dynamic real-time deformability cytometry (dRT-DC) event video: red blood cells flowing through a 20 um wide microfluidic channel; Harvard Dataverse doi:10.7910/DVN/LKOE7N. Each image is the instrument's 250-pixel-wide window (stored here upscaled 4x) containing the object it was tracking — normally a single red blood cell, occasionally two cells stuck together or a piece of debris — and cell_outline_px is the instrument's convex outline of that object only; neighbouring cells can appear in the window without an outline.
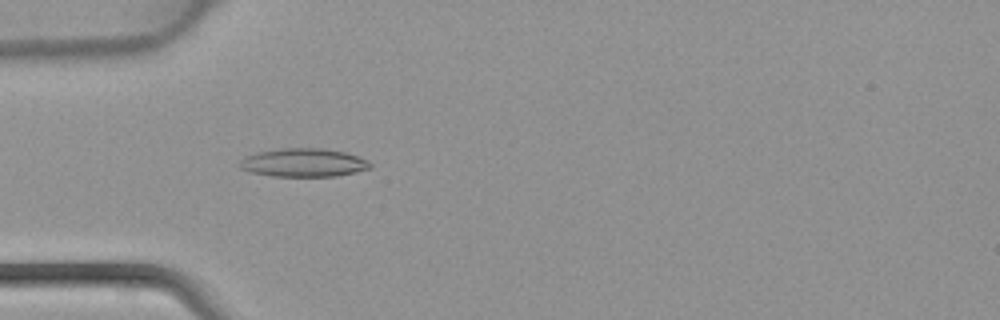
{"species": "common noctule bat (a hibernating species)", "species_latin": "Nyctalus noctula", "temperature_condition": "warm", "stored_images_in_passage": 45, "camera_frame_rate_fps": 3000, "um_per_image_px": 0.085, "animal": {"sex": "female", "body_mass_g": 22.7, "forearm_length_mm": 54.2}, "frame": {"image": 1, "passage_image": 14, "time_ms": 4.333, "image_size_px": [1000, 320], "cell_outline_px": [[372, 168], [356, 172], [336, 176], [272, 176], [252, 172], [240, 168], [236, 164], [240, 160], [256, 152], [284, 148], [320, 148], [348, 152], [368, 160], [372, 164]], "centroid_in_image_um": [25.83, 13.82], "position_along_channel_um": 59.2, "area_um2": 21.73}}
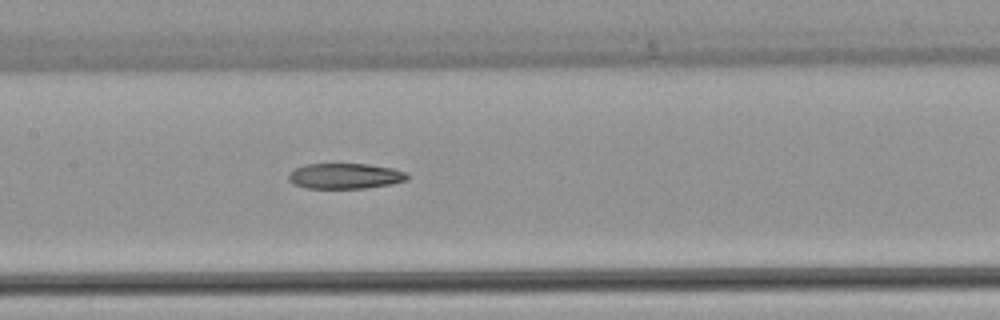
{"frame": {"image": 2, "passage_image": 22, "time_ms": 7.0, "image_size_px": [1000, 320], "cell_outline_px": [[408, 180], [392, 184], [364, 188], [304, 188], [288, 180], [288, 172], [304, 164], [368, 164], [392, 168], [408, 172]], "centroid_in_image_um": [29.34, 14.96], "position_along_channel_um": 178.1, "area_um2": 17.74}}
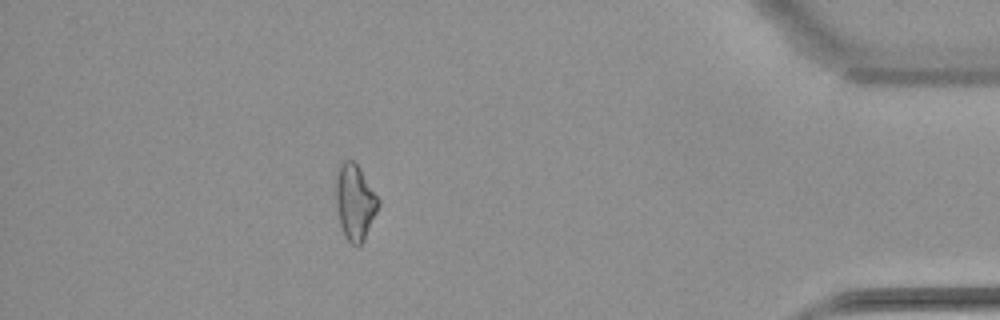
{"frame": {"image": 3, "passage_image": 40, "time_ms": 13.0, "image_size_px": [1000, 320], "cell_outline_px": [[380, 204], [364, 240], [356, 248], [344, 236], [340, 224], [336, 208], [336, 168], [340, 160], [352, 160], [360, 168], [380, 200]], "centroid_in_image_um": [30.15, 17.15], "position_along_channel_um": 405.1, "area_um2": 18.96}}